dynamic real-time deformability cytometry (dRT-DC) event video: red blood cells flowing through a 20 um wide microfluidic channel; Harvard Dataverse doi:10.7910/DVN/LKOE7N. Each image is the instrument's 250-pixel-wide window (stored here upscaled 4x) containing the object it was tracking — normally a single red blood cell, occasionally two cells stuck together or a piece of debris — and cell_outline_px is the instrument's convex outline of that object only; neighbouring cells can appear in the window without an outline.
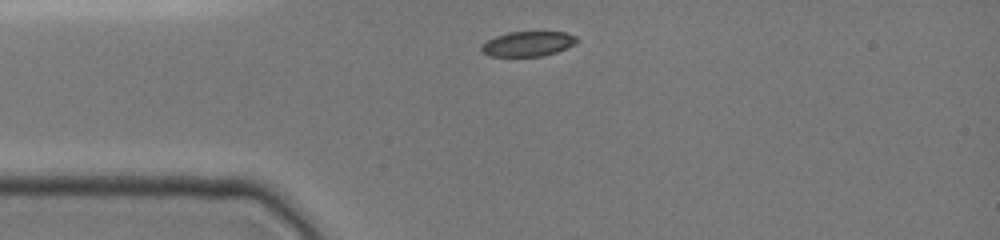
{"species": "common noctule bat (a hibernating species)", "species_latin": "Nyctalus noctula", "temperature_condition": "cold", "stored_images_in_passage": 10, "camera_frame_rate_fps": 3000, "um_per_image_px": 0.085, "animal": {"sex": "female", "body_mass_g": 19.0, "forearm_length_mm": 51.5}, "frame": {"image": 1, "passage_image": 1, "time_ms": 0.0, "image_size_px": [1000, 240], "cell_outline_px": [[580, 40], [576, 44], [556, 52], [544, 56], [488, 56], [480, 48], [480, 44], [496, 36], [508, 32], [564, 32], [576, 36]], "centroid_in_image_um": [44.89, 3.72], "position_along_channel_um": 40.1, "area_um2": 13.93}}
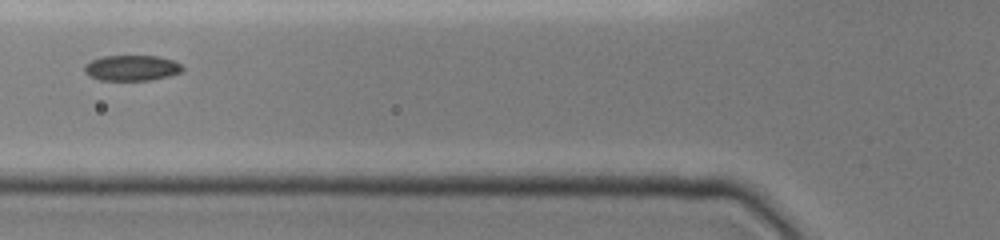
{"frame": {"image": 2, "passage_image": 6, "time_ms": 2.333, "image_size_px": [1000, 240], "cell_outline_px": [[184, 68], [180, 72], [168, 76], [152, 80], [100, 80], [88, 76], [84, 72], [84, 64], [92, 60], [104, 56], [160, 56], [172, 60], [180, 64]], "centroid_in_image_um": [11.17, 5.78], "position_along_channel_um": 114.6, "area_um2": 14.62}}
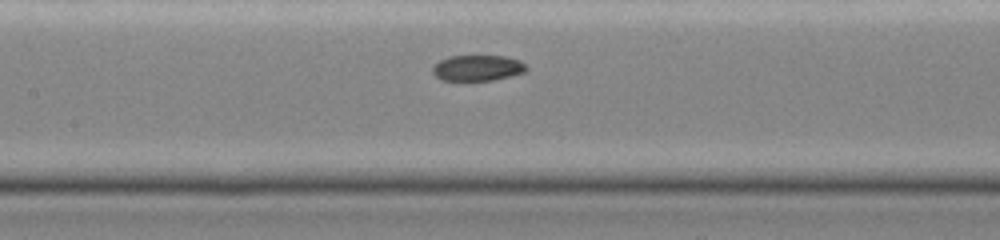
{"frame": {"image": 3, "passage_image": 9, "time_ms": 3.667, "image_size_px": [1000, 240], "cell_outline_px": [[528, 68], [524, 72], [492, 80], [468, 84], [464, 84], [440, 80], [432, 72], [432, 68], [440, 60], [452, 56], [508, 56], [520, 60]], "centroid_in_image_um": [40.54, 5.83], "position_along_channel_um": 166.9, "area_um2": 14.74}}